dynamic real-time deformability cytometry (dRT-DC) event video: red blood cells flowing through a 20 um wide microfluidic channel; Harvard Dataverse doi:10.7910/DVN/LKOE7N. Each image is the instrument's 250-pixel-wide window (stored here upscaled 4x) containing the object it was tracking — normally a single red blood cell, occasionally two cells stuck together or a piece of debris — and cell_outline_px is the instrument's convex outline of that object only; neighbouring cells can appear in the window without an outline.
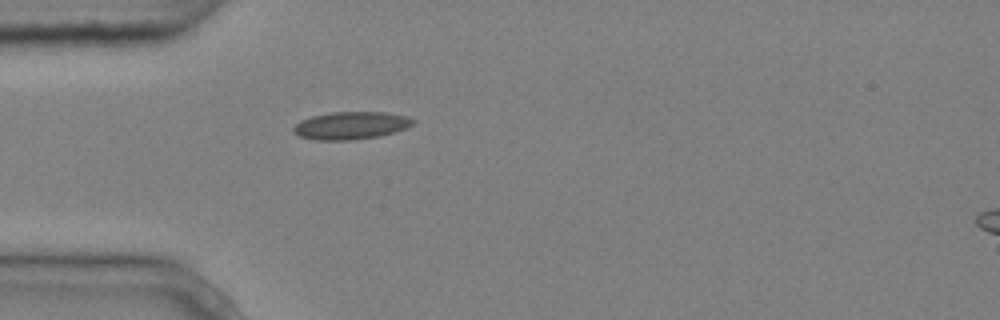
{"species": "common noctule bat (a hibernating species)", "species_latin": "Nyctalus noctula", "temperature_condition": "cold", "stored_images_in_passage": 2, "segment_of_instrument_passage": [1, 2], "camera_frame_rate_fps": 3000, "um_per_image_px": 0.085, "animal": {"sex": "male", "body_mass_g": 20.4}, "frame": {"image": 1, "passage_image": 1, "time_ms": 0.0, "image_size_px": [1000, 320], "cell_outline_px": [[416, 120], [412, 124], [404, 128], [392, 132], [376, 136], [352, 140], [316, 140], [300, 136], [292, 132], [292, 128], [300, 120], [312, 116], [332, 112], [384, 112], [404, 116]], "centroid_in_image_um": [29.76, 10.66], "position_along_channel_um": 55.2, "area_um2": 18.96}}